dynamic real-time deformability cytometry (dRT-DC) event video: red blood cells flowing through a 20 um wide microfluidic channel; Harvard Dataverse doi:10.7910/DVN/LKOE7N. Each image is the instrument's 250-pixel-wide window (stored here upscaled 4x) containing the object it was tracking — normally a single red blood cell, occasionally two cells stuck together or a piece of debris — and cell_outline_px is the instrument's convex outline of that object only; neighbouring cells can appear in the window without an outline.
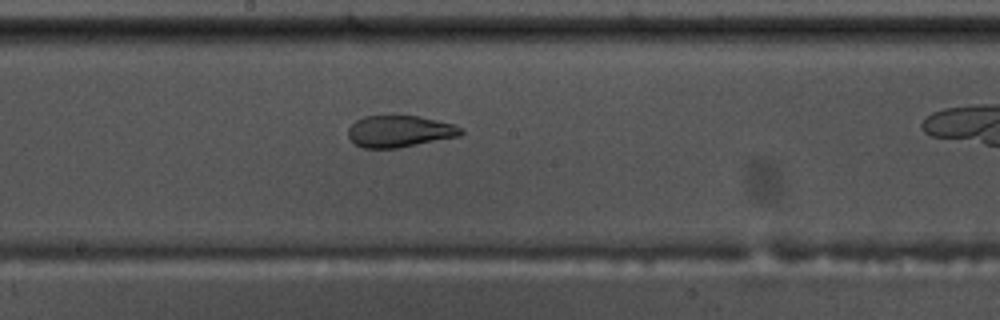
{"species": "common noctule bat (a hibernating species)", "species_latin": "Nyctalus noctula", "temperature_condition": "warm", "stored_images_in_passage": 35, "camera_frame_rate_fps": 3000, "um_per_image_px": 0.085, "animal": {"sex": "male", "body_mass_g": 17.5, "forearm_length_mm": 52.3}, "frame": {"image": 1, "passage_image": 20, "time_ms": 6.333, "image_size_px": [1000, 320], "cell_outline_px": [[464, 132], [460, 136], [400, 148], [364, 148], [356, 144], [348, 136], [348, 128], [356, 120], [364, 116], [420, 116], [456, 124], [464, 128]], "centroid_in_image_um": [34.02, 11.16], "position_along_channel_um": 214.2, "area_um2": 21.04}}